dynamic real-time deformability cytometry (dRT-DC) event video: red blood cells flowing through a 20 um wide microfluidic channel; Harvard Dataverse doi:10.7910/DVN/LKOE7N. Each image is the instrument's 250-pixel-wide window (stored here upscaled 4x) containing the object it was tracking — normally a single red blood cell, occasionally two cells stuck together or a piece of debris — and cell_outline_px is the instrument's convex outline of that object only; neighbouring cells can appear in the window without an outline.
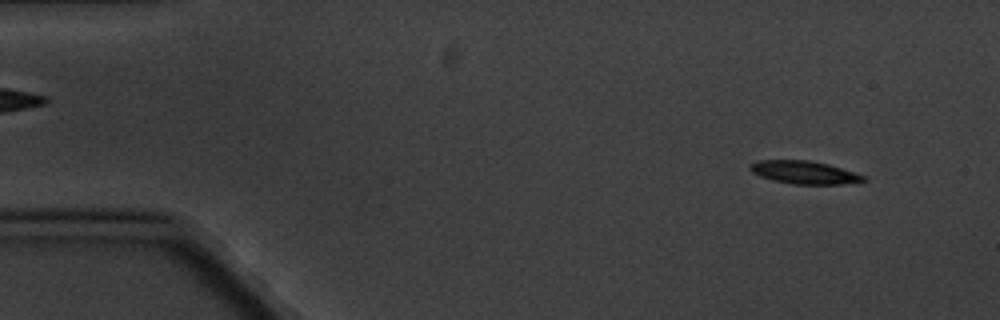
{"species": "common noctule bat (a hibernating species)", "species_latin": "Nyctalus noctula", "temperature_condition": "cold", "stored_images_in_passage": 5, "camera_frame_rate_fps": 3000, "um_per_image_px": 0.085, "animal": {"sex": "male", "body_mass_g": 20.1, "forearm_length_mm": 53.5}, "frame": {"image": 1, "passage_image": 1, "time_ms": 0.0, "image_size_px": [1000, 320], "cell_outline_px": [[868, 180], [844, 184], [792, 184], [772, 180], [760, 176], [752, 172], [748, 168], [748, 164], [756, 160], [808, 160], [828, 164], [868, 176]], "centroid_in_image_um": [68.36, 14.65], "position_along_channel_um": 16.6, "area_um2": 15.37}}
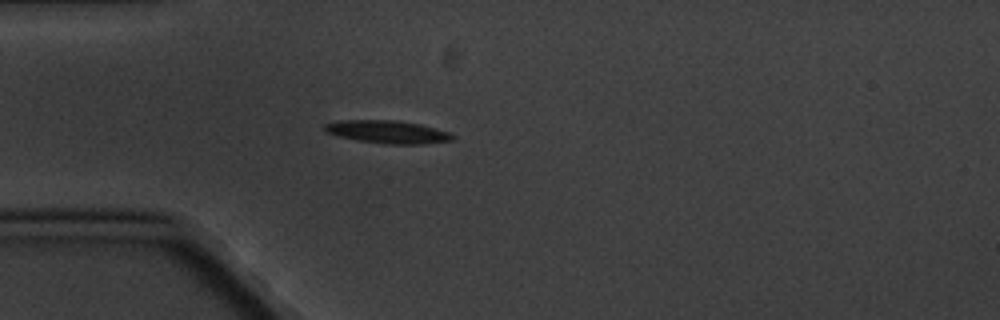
{"frame": {"image": 2, "passage_image": 4, "time_ms": 3.667, "image_size_px": [1000, 320], "cell_outline_px": [[456, 136], [452, 140], [424, 144], [388, 144], [360, 140], [340, 136], [324, 132], [324, 124], [336, 120], [396, 120], [420, 124], [452, 132]], "centroid_in_image_um": [32.98, 11.2], "position_along_channel_um": 52.0, "area_um2": 17.11}}